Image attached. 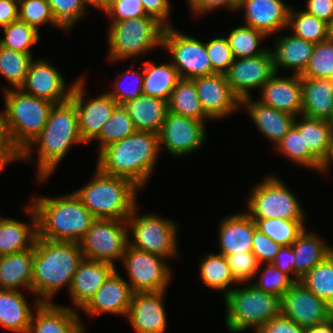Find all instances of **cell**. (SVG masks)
<instances>
[{"label": "cell", "mask_w": 333, "mask_h": 333, "mask_svg": "<svg viewBox=\"0 0 333 333\" xmlns=\"http://www.w3.org/2000/svg\"><path fill=\"white\" fill-rule=\"evenodd\" d=\"M85 144L79 133L78 113L68 100L54 104L40 134L21 153V161L33 162L37 152V181H47L73 145ZM35 147V149H34Z\"/></svg>", "instance_id": "cell-1"}, {"label": "cell", "mask_w": 333, "mask_h": 333, "mask_svg": "<svg viewBox=\"0 0 333 333\" xmlns=\"http://www.w3.org/2000/svg\"><path fill=\"white\" fill-rule=\"evenodd\" d=\"M160 153L158 134L135 131L98 152L96 166L104 174L126 178L143 189Z\"/></svg>", "instance_id": "cell-2"}, {"label": "cell", "mask_w": 333, "mask_h": 333, "mask_svg": "<svg viewBox=\"0 0 333 333\" xmlns=\"http://www.w3.org/2000/svg\"><path fill=\"white\" fill-rule=\"evenodd\" d=\"M84 259L78 242L50 241L37 235L34 243L31 293L40 302H51L67 285Z\"/></svg>", "instance_id": "cell-3"}, {"label": "cell", "mask_w": 333, "mask_h": 333, "mask_svg": "<svg viewBox=\"0 0 333 333\" xmlns=\"http://www.w3.org/2000/svg\"><path fill=\"white\" fill-rule=\"evenodd\" d=\"M38 236L50 241L79 242L96 219L74 192L54 197L33 196Z\"/></svg>", "instance_id": "cell-4"}, {"label": "cell", "mask_w": 333, "mask_h": 333, "mask_svg": "<svg viewBox=\"0 0 333 333\" xmlns=\"http://www.w3.org/2000/svg\"><path fill=\"white\" fill-rule=\"evenodd\" d=\"M138 190L132 181L104 174L96 167L91 180L73 192L96 219L127 220L138 205Z\"/></svg>", "instance_id": "cell-5"}, {"label": "cell", "mask_w": 333, "mask_h": 333, "mask_svg": "<svg viewBox=\"0 0 333 333\" xmlns=\"http://www.w3.org/2000/svg\"><path fill=\"white\" fill-rule=\"evenodd\" d=\"M4 109L0 119L14 147L22 153L44 128L54 103L22 92L3 88Z\"/></svg>", "instance_id": "cell-6"}, {"label": "cell", "mask_w": 333, "mask_h": 333, "mask_svg": "<svg viewBox=\"0 0 333 333\" xmlns=\"http://www.w3.org/2000/svg\"><path fill=\"white\" fill-rule=\"evenodd\" d=\"M249 284H240L243 285L241 288H232L223 297L226 307L225 325L230 333H242L250 328L255 333L265 323L281 314L279 296Z\"/></svg>", "instance_id": "cell-7"}, {"label": "cell", "mask_w": 333, "mask_h": 333, "mask_svg": "<svg viewBox=\"0 0 333 333\" xmlns=\"http://www.w3.org/2000/svg\"><path fill=\"white\" fill-rule=\"evenodd\" d=\"M166 26L155 17H143L111 22L107 36L108 59L113 63L147 54L162 47Z\"/></svg>", "instance_id": "cell-8"}, {"label": "cell", "mask_w": 333, "mask_h": 333, "mask_svg": "<svg viewBox=\"0 0 333 333\" xmlns=\"http://www.w3.org/2000/svg\"><path fill=\"white\" fill-rule=\"evenodd\" d=\"M261 180L253 186L247 198L245 212L252 219L306 220L304 208L296 193L280 177L274 174Z\"/></svg>", "instance_id": "cell-9"}, {"label": "cell", "mask_w": 333, "mask_h": 333, "mask_svg": "<svg viewBox=\"0 0 333 333\" xmlns=\"http://www.w3.org/2000/svg\"><path fill=\"white\" fill-rule=\"evenodd\" d=\"M137 211L136 206L127 218L128 235H131L128 237L129 245L165 259L176 258L180 252L177 241L179 225L154 213L139 216Z\"/></svg>", "instance_id": "cell-10"}, {"label": "cell", "mask_w": 333, "mask_h": 333, "mask_svg": "<svg viewBox=\"0 0 333 333\" xmlns=\"http://www.w3.org/2000/svg\"><path fill=\"white\" fill-rule=\"evenodd\" d=\"M127 220L95 219L78 242L85 259L115 266L129 244ZM115 262V263H114Z\"/></svg>", "instance_id": "cell-11"}, {"label": "cell", "mask_w": 333, "mask_h": 333, "mask_svg": "<svg viewBox=\"0 0 333 333\" xmlns=\"http://www.w3.org/2000/svg\"><path fill=\"white\" fill-rule=\"evenodd\" d=\"M165 260L167 259L161 256L127 245L121 262L133 293L161 292L169 288L173 272Z\"/></svg>", "instance_id": "cell-12"}, {"label": "cell", "mask_w": 333, "mask_h": 333, "mask_svg": "<svg viewBox=\"0 0 333 333\" xmlns=\"http://www.w3.org/2000/svg\"><path fill=\"white\" fill-rule=\"evenodd\" d=\"M162 49L171 54L170 61L181 79L192 80L215 74L207 55L205 42L182 33L173 26L166 27L164 31Z\"/></svg>", "instance_id": "cell-13"}, {"label": "cell", "mask_w": 333, "mask_h": 333, "mask_svg": "<svg viewBox=\"0 0 333 333\" xmlns=\"http://www.w3.org/2000/svg\"><path fill=\"white\" fill-rule=\"evenodd\" d=\"M205 124L168 111L158 133L160 151L166 148L176 158L199 150L207 138Z\"/></svg>", "instance_id": "cell-14"}, {"label": "cell", "mask_w": 333, "mask_h": 333, "mask_svg": "<svg viewBox=\"0 0 333 333\" xmlns=\"http://www.w3.org/2000/svg\"><path fill=\"white\" fill-rule=\"evenodd\" d=\"M85 79L82 75L75 82L70 100L77 109L80 136L83 142L88 144L99 136L102 126L112 115L118 103L107 92L85 99Z\"/></svg>", "instance_id": "cell-15"}, {"label": "cell", "mask_w": 333, "mask_h": 333, "mask_svg": "<svg viewBox=\"0 0 333 333\" xmlns=\"http://www.w3.org/2000/svg\"><path fill=\"white\" fill-rule=\"evenodd\" d=\"M276 73L270 48L263 54L234 59L226 79L233 94L240 100L251 98V91L259 89Z\"/></svg>", "instance_id": "cell-16"}, {"label": "cell", "mask_w": 333, "mask_h": 333, "mask_svg": "<svg viewBox=\"0 0 333 333\" xmlns=\"http://www.w3.org/2000/svg\"><path fill=\"white\" fill-rule=\"evenodd\" d=\"M280 305L281 315L303 328L325 323L333 317V308L301 282H295L285 292Z\"/></svg>", "instance_id": "cell-17"}, {"label": "cell", "mask_w": 333, "mask_h": 333, "mask_svg": "<svg viewBox=\"0 0 333 333\" xmlns=\"http://www.w3.org/2000/svg\"><path fill=\"white\" fill-rule=\"evenodd\" d=\"M78 79L67 88L60 70L50 64L48 60L38 58L31 62L25 80L19 89L28 95L59 104L70 100L72 89Z\"/></svg>", "instance_id": "cell-18"}, {"label": "cell", "mask_w": 333, "mask_h": 333, "mask_svg": "<svg viewBox=\"0 0 333 333\" xmlns=\"http://www.w3.org/2000/svg\"><path fill=\"white\" fill-rule=\"evenodd\" d=\"M205 114L211 120H221L241 108V101L233 94L225 74L215 73L192 79Z\"/></svg>", "instance_id": "cell-19"}, {"label": "cell", "mask_w": 333, "mask_h": 333, "mask_svg": "<svg viewBox=\"0 0 333 333\" xmlns=\"http://www.w3.org/2000/svg\"><path fill=\"white\" fill-rule=\"evenodd\" d=\"M33 302L34 313L27 333H84L85 323L75 308L53 302Z\"/></svg>", "instance_id": "cell-20"}, {"label": "cell", "mask_w": 333, "mask_h": 333, "mask_svg": "<svg viewBox=\"0 0 333 333\" xmlns=\"http://www.w3.org/2000/svg\"><path fill=\"white\" fill-rule=\"evenodd\" d=\"M161 292L133 293L130 309L126 315L135 333H165L167 312Z\"/></svg>", "instance_id": "cell-21"}, {"label": "cell", "mask_w": 333, "mask_h": 333, "mask_svg": "<svg viewBox=\"0 0 333 333\" xmlns=\"http://www.w3.org/2000/svg\"><path fill=\"white\" fill-rule=\"evenodd\" d=\"M291 7L283 0H239L236 12H244L245 25L268 38L287 29Z\"/></svg>", "instance_id": "cell-22"}, {"label": "cell", "mask_w": 333, "mask_h": 333, "mask_svg": "<svg viewBox=\"0 0 333 333\" xmlns=\"http://www.w3.org/2000/svg\"><path fill=\"white\" fill-rule=\"evenodd\" d=\"M121 276L116 269L81 309L89 318L101 314L124 315L126 317L130 309L133 291L128 282Z\"/></svg>", "instance_id": "cell-23"}, {"label": "cell", "mask_w": 333, "mask_h": 333, "mask_svg": "<svg viewBox=\"0 0 333 333\" xmlns=\"http://www.w3.org/2000/svg\"><path fill=\"white\" fill-rule=\"evenodd\" d=\"M275 73L261 88L259 102L295 117L302 115L301 76Z\"/></svg>", "instance_id": "cell-24"}, {"label": "cell", "mask_w": 333, "mask_h": 333, "mask_svg": "<svg viewBox=\"0 0 333 333\" xmlns=\"http://www.w3.org/2000/svg\"><path fill=\"white\" fill-rule=\"evenodd\" d=\"M115 270L116 267L109 263L84 258L69 290L72 306L81 310Z\"/></svg>", "instance_id": "cell-25"}, {"label": "cell", "mask_w": 333, "mask_h": 333, "mask_svg": "<svg viewBox=\"0 0 333 333\" xmlns=\"http://www.w3.org/2000/svg\"><path fill=\"white\" fill-rule=\"evenodd\" d=\"M255 221L240 212L225 216L218 226L219 254L224 256L252 251V240L256 229Z\"/></svg>", "instance_id": "cell-26"}, {"label": "cell", "mask_w": 333, "mask_h": 333, "mask_svg": "<svg viewBox=\"0 0 333 333\" xmlns=\"http://www.w3.org/2000/svg\"><path fill=\"white\" fill-rule=\"evenodd\" d=\"M241 107L246 109L256 128L274 145L293 127L295 116L273 107L266 106L256 99L246 98L241 101Z\"/></svg>", "instance_id": "cell-27"}, {"label": "cell", "mask_w": 333, "mask_h": 333, "mask_svg": "<svg viewBox=\"0 0 333 333\" xmlns=\"http://www.w3.org/2000/svg\"><path fill=\"white\" fill-rule=\"evenodd\" d=\"M273 55L274 68L279 74L281 68L292 70V75L301 76L306 70L315 44L308 42L294 34L274 36Z\"/></svg>", "instance_id": "cell-28"}, {"label": "cell", "mask_w": 333, "mask_h": 333, "mask_svg": "<svg viewBox=\"0 0 333 333\" xmlns=\"http://www.w3.org/2000/svg\"><path fill=\"white\" fill-rule=\"evenodd\" d=\"M30 223L0 216V255L28 250L34 246L38 235L37 214L31 204L25 206Z\"/></svg>", "instance_id": "cell-29"}, {"label": "cell", "mask_w": 333, "mask_h": 333, "mask_svg": "<svg viewBox=\"0 0 333 333\" xmlns=\"http://www.w3.org/2000/svg\"><path fill=\"white\" fill-rule=\"evenodd\" d=\"M291 246L295 255V282H300L303 276L333 253V246L326 244L319 235L313 232L309 233L306 229L303 230Z\"/></svg>", "instance_id": "cell-30"}, {"label": "cell", "mask_w": 333, "mask_h": 333, "mask_svg": "<svg viewBox=\"0 0 333 333\" xmlns=\"http://www.w3.org/2000/svg\"><path fill=\"white\" fill-rule=\"evenodd\" d=\"M302 115L328 120L333 112V78L319 79L301 76Z\"/></svg>", "instance_id": "cell-31"}, {"label": "cell", "mask_w": 333, "mask_h": 333, "mask_svg": "<svg viewBox=\"0 0 333 333\" xmlns=\"http://www.w3.org/2000/svg\"><path fill=\"white\" fill-rule=\"evenodd\" d=\"M34 246L28 250L0 256V289L31 292Z\"/></svg>", "instance_id": "cell-32"}, {"label": "cell", "mask_w": 333, "mask_h": 333, "mask_svg": "<svg viewBox=\"0 0 333 333\" xmlns=\"http://www.w3.org/2000/svg\"><path fill=\"white\" fill-rule=\"evenodd\" d=\"M123 106L133 120L136 131L156 134L160 132L168 112V101L144 94L128 101Z\"/></svg>", "instance_id": "cell-33"}, {"label": "cell", "mask_w": 333, "mask_h": 333, "mask_svg": "<svg viewBox=\"0 0 333 333\" xmlns=\"http://www.w3.org/2000/svg\"><path fill=\"white\" fill-rule=\"evenodd\" d=\"M33 310L22 291L0 289V326L13 333H27Z\"/></svg>", "instance_id": "cell-34"}, {"label": "cell", "mask_w": 333, "mask_h": 333, "mask_svg": "<svg viewBox=\"0 0 333 333\" xmlns=\"http://www.w3.org/2000/svg\"><path fill=\"white\" fill-rule=\"evenodd\" d=\"M293 126L303 134L305 146L309 151L325 165L332 150V129L328 120L299 115L295 118Z\"/></svg>", "instance_id": "cell-35"}, {"label": "cell", "mask_w": 333, "mask_h": 333, "mask_svg": "<svg viewBox=\"0 0 333 333\" xmlns=\"http://www.w3.org/2000/svg\"><path fill=\"white\" fill-rule=\"evenodd\" d=\"M143 94L168 101L181 77L172 63L143 62Z\"/></svg>", "instance_id": "cell-36"}, {"label": "cell", "mask_w": 333, "mask_h": 333, "mask_svg": "<svg viewBox=\"0 0 333 333\" xmlns=\"http://www.w3.org/2000/svg\"><path fill=\"white\" fill-rule=\"evenodd\" d=\"M168 111L197 121H212L202 109L200 99L191 79H181L171 92Z\"/></svg>", "instance_id": "cell-37"}, {"label": "cell", "mask_w": 333, "mask_h": 333, "mask_svg": "<svg viewBox=\"0 0 333 333\" xmlns=\"http://www.w3.org/2000/svg\"><path fill=\"white\" fill-rule=\"evenodd\" d=\"M199 275L203 284L212 290L222 291L224 297L231 291V285L238 286L234 280L226 257L222 254L208 253L201 257Z\"/></svg>", "instance_id": "cell-38"}, {"label": "cell", "mask_w": 333, "mask_h": 333, "mask_svg": "<svg viewBox=\"0 0 333 333\" xmlns=\"http://www.w3.org/2000/svg\"><path fill=\"white\" fill-rule=\"evenodd\" d=\"M276 152L286 157L293 164L323 173L324 165L305 146L303 134L293 126L274 147Z\"/></svg>", "instance_id": "cell-39"}, {"label": "cell", "mask_w": 333, "mask_h": 333, "mask_svg": "<svg viewBox=\"0 0 333 333\" xmlns=\"http://www.w3.org/2000/svg\"><path fill=\"white\" fill-rule=\"evenodd\" d=\"M313 44L328 39L329 24L305 10L290 9L287 30Z\"/></svg>", "instance_id": "cell-40"}, {"label": "cell", "mask_w": 333, "mask_h": 333, "mask_svg": "<svg viewBox=\"0 0 333 333\" xmlns=\"http://www.w3.org/2000/svg\"><path fill=\"white\" fill-rule=\"evenodd\" d=\"M267 35L247 25H241L232 29L226 37L234 59L252 57L265 53L268 49L260 47Z\"/></svg>", "instance_id": "cell-41"}, {"label": "cell", "mask_w": 333, "mask_h": 333, "mask_svg": "<svg viewBox=\"0 0 333 333\" xmlns=\"http://www.w3.org/2000/svg\"><path fill=\"white\" fill-rule=\"evenodd\" d=\"M32 53H22L0 45V75L8 81L12 89H19L34 60Z\"/></svg>", "instance_id": "cell-42"}, {"label": "cell", "mask_w": 333, "mask_h": 333, "mask_svg": "<svg viewBox=\"0 0 333 333\" xmlns=\"http://www.w3.org/2000/svg\"><path fill=\"white\" fill-rule=\"evenodd\" d=\"M300 282L333 308V253L303 276Z\"/></svg>", "instance_id": "cell-43"}, {"label": "cell", "mask_w": 333, "mask_h": 333, "mask_svg": "<svg viewBox=\"0 0 333 333\" xmlns=\"http://www.w3.org/2000/svg\"><path fill=\"white\" fill-rule=\"evenodd\" d=\"M257 229L281 246H290L305 229L306 220L253 219Z\"/></svg>", "instance_id": "cell-44"}, {"label": "cell", "mask_w": 333, "mask_h": 333, "mask_svg": "<svg viewBox=\"0 0 333 333\" xmlns=\"http://www.w3.org/2000/svg\"><path fill=\"white\" fill-rule=\"evenodd\" d=\"M136 131L133 120L123 105H118L102 126L98 141V151L114 142L120 141Z\"/></svg>", "instance_id": "cell-45"}, {"label": "cell", "mask_w": 333, "mask_h": 333, "mask_svg": "<svg viewBox=\"0 0 333 333\" xmlns=\"http://www.w3.org/2000/svg\"><path fill=\"white\" fill-rule=\"evenodd\" d=\"M2 29L4 36L0 38V45L15 51L32 53V47L40 40V32L19 19Z\"/></svg>", "instance_id": "cell-46"}, {"label": "cell", "mask_w": 333, "mask_h": 333, "mask_svg": "<svg viewBox=\"0 0 333 333\" xmlns=\"http://www.w3.org/2000/svg\"><path fill=\"white\" fill-rule=\"evenodd\" d=\"M111 88V90H107L106 92L115 99L118 105H124L128 101L142 95L143 67L140 71L137 69L134 70L132 66L123 70L119 76L115 77L114 85Z\"/></svg>", "instance_id": "cell-47"}, {"label": "cell", "mask_w": 333, "mask_h": 333, "mask_svg": "<svg viewBox=\"0 0 333 333\" xmlns=\"http://www.w3.org/2000/svg\"><path fill=\"white\" fill-rule=\"evenodd\" d=\"M255 276H259V279L257 278V281L251 282L253 285L280 298L295 283L289 275L283 273L272 263H261Z\"/></svg>", "instance_id": "cell-48"}, {"label": "cell", "mask_w": 333, "mask_h": 333, "mask_svg": "<svg viewBox=\"0 0 333 333\" xmlns=\"http://www.w3.org/2000/svg\"><path fill=\"white\" fill-rule=\"evenodd\" d=\"M18 19L38 31L46 24L62 29L57 24L47 0H18Z\"/></svg>", "instance_id": "cell-49"}, {"label": "cell", "mask_w": 333, "mask_h": 333, "mask_svg": "<svg viewBox=\"0 0 333 333\" xmlns=\"http://www.w3.org/2000/svg\"><path fill=\"white\" fill-rule=\"evenodd\" d=\"M57 24L63 31L71 32L72 26L85 17L87 0H47Z\"/></svg>", "instance_id": "cell-50"}, {"label": "cell", "mask_w": 333, "mask_h": 333, "mask_svg": "<svg viewBox=\"0 0 333 333\" xmlns=\"http://www.w3.org/2000/svg\"><path fill=\"white\" fill-rule=\"evenodd\" d=\"M303 77L333 78V42L329 39L315 44L312 56Z\"/></svg>", "instance_id": "cell-51"}, {"label": "cell", "mask_w": 333, "mask_h": 333, "mask_svg": "<svg viewBox=\"0 0 333 333\" xmlns=\"http://www.w3.org/2000/svg\"><path fill=\"white\" fill-rule=\"evenodd\" d=\"M226 260L238 284L250 283L256 276L260 263L252 251L226 255Z\"/></svg>", "instance_id": "cell-52"}, {"label": "cell", "mask_w": 333, "mask_h": 333, "mask_svg": "<svg viewBox=\"0 0 333 333\" xmlns=\"http://www.w3.org/2000/svg\"><path fill=\"white\" fill-rule=\"evenodd\" d=\"M205 46L212 70L215 73L225 74L234 61V56L226 36L217 37L216 35L214 39H209L205 43Z\"/></svg>", "instance_id": "cell-53"}, {"label": "cell", "mask_w": 333, "mask_h": 333, "mask_svg": "<svg viewBox=\"0 0 333 333\" xmlns=\"http://www.w3.org/2000/svg\"><path fill=\"white\" fill-rule=\"evenodd\" d=\"M103 12L111 22L146 16L141 0H115Z\"/></svg>", "instance_id": "cell-54"}, {"label": "cell", "mask_w": 333, "mask_h": 333, "mask_svg": "<svg viewBox=\"0 0 333 333\" xmlns=\"http://www.w3.org/2000/svg\"><path fill=\"white\" fill-rule=\"evenodd\" d=\"M281 247V245L277 244L259 229H255L252 240V252L255 254L260 264L272 263Z\"/></svg>", "instance_id": "cell-55"}, {"label": "cell", "mask_w": 333, "mask_h": 333, "mask_svg": "<svg viewBox=\"0 0 333 333\" xmlns=\"http://www.w3.org/2000/svg\"><path fill=\"white\" fill-rule=\"evenodd\" d=\"M187 2L190 12L196 17L224 7L230 12H236L239 5V0H187Z\"/></svg>", "instance_id": "cell-56"}, {"label": "cell", "mask_w": 333, "mask_h": 333, "mask_svg": "<svg viewBox=\"0 0 333 333\" xmlns=\"http://www.w3.org/2000/svg\"><path fill=\"white\" fill-rule=\"evenodd\" d=\"M21 160V153L12 144L9 134L0 119V174L14 161Z\"/></svg>", "instance_id": "cell-57"}, {"label": "cell", "mask_w": 333, "mask_h": 333, "mask_svg": "<svg viewBox=\"0 0 333 333\" xmlns=\"http://www.w3.org/2000/svg\"><path fill=\"white\" fill-rule=\"evenodd\" d=\"M255 333H305V328L280 314L265 323Z\"/></svg>", "instance_id": "cell-58"}, {"label": "cell", "mask_w": 333, "mask_h": 333, "mask_svg": "<svg viewBox=\"0 0 333 333\" xmlns=\"http://www.w3.org/2000/svg\"><path fill=\"white\" fill-rule=\"evenodd\" d=\"M146 15L155 17L166 27H170L171 8L169 0H141Z\"/></svg>", "instance_id": "cell-59"}, {"label": "cell", "mask_w": 333, "mask_h": 333, "mask_svg": "<svg viewBox=\"0 0 333 333\" xmlns=\"http://www.w3.org/2000/svg\"><path fill=\"white\" fill-rule=\"evenodd\" d=\"M303 10L328 24L333 21V0H306Z\"/></svg>", "instance_id": "cell-60"}, {"label": "cell", "mask_w": 333, "mask_h": 333, "mask_svg": "<svg viewBox=\"0 0 333 333\" xmlns=\"http://www.w3.org/2000/svg\"><path fill=\"white\" fill-rule=\"evenodd\" d=\"M295 255L292 246H282L272 264L294 280ZM292 274V275H290Z\"/></svg>", "instance_id": "cell-61"}, {"label": "cell", "mask_w": 333, "mask_h": 333, "mask_svg": "<svg viewBox=\"0 0 333 333\" xmlns=\"http://www.w3.org/2000/svg\"><path fill=\"white\" fill-rule=\"evenodd\" d=\"M18 20V0H0V27Z\"/></svg>", "instance_id": "cell-62"}, {"label": "cell", "mask_w": 333, "mask_h": 333, "mask_svg": "<svg viewBox=\"0 0 333 333\" xmlns=\"http://www.w3.org/2000/svg\"><path fill=\"white\" fill-rule=\"evenodd\" d=\"M305 333H333V317L325 323L305 328Z\"/></svg>", "instance_id": "cell-63"}, {"label": "cell", "mask_w": 333, "mask_h": 333, "mask_svg": "<svg viewBox=\"0 0 333 333\" xmlns=\"http://www.w3.org/2000/svg\"><path fill=\"white\" fill-rule=\"evenodd\" d=\"M115 0H93L90 3V6H93L94 8L99 9L100 11H103L108 5H110Z\"/></svg>", "instance_id": "cell-64"}, {"label": "cell", "mask_w": 333, "mask_h": 333, "mask_svg": "<svg viewBox=\"0 0 333 333\" xmlns=\"http://www.w3.org/2000/svg\"><path fill=\"white\" fill-rule=\"evenodd\" d=\"M330 166L333 167V132H332V150L328 161L324 165V170H323V173L325 172L324 174H326V172L328 173V170H330Z\"/></svg>", "instance_id": "cell-65"}, {"label": "cell", "mask_w": 333, "mask_h": 333, "mask_svg": "<svg viewBox=\"0 0 333 333\" xmlns=\"http://www.w3.org/2000/svg\"><path fill=\"white\" fill-rule=\"evenodd\" d=\"M328 39L333 42V21L329 24Z\"/></svg>", "instance_id": "cell-66"}, {"label": "cell", "mask_w": 333, "mask_h": 333, "mask_svg": "<svg viewBox=\"0 0 333 333\" xmlns=\"http://www.w3.org/2000/svg\"><path fill=\"white\" fill-rule=\"evenodd\" d=\"M328 123H329V125H330V127L332 129V132H333V112L331 114V117L328 119Z\"/></svg>", "instance_id": "cell-67"}]
</instances>
